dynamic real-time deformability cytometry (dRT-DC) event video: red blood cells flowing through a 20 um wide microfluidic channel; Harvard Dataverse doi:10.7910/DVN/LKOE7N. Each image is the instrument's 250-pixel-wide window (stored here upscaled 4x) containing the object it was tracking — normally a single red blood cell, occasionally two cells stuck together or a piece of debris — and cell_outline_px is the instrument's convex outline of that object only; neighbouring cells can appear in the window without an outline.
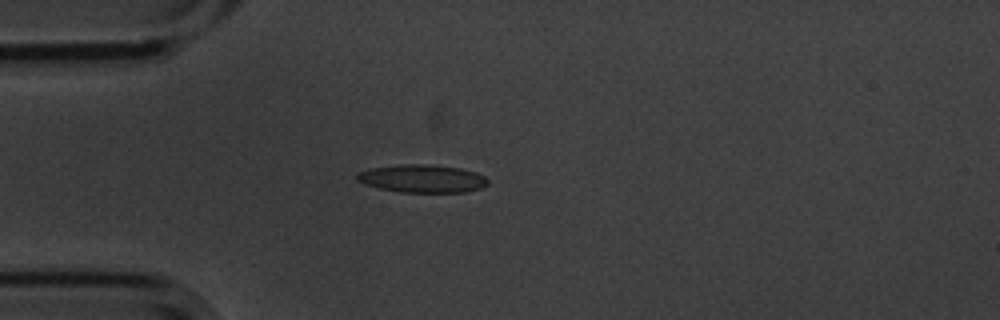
{"species": "common noctule bat (a hibernating species)", "species_latin": "Nyctalus noctula", "temperature_condition": "cold", "stored_images_in_passage": 2, "camera_frame_rate_fps": 3000, "um_per_image_px": 0.085, "animal": {"sex": "male", "body_mass_g": 20.1, "forearm_length_mm": 53.5}, "frame": {"image": 1, "passage_image": 1, "time_ms": 0.0, "image_size_px": [1000, 320], "cell_outline_px": [[488, 184], [480, 188], [464, 192], [400, 192], [380, 188], [364, 184], [356, 180], [356, 176], [360, 172], [372, 168], [400, 164], [424, 164], [460, 168], [476, 172], [484, 176], [488, 180]], "centroid_in_image_um": [35.9, 15.18], "position_along_channel_um": 49.1, "area_um2": 21.15}}